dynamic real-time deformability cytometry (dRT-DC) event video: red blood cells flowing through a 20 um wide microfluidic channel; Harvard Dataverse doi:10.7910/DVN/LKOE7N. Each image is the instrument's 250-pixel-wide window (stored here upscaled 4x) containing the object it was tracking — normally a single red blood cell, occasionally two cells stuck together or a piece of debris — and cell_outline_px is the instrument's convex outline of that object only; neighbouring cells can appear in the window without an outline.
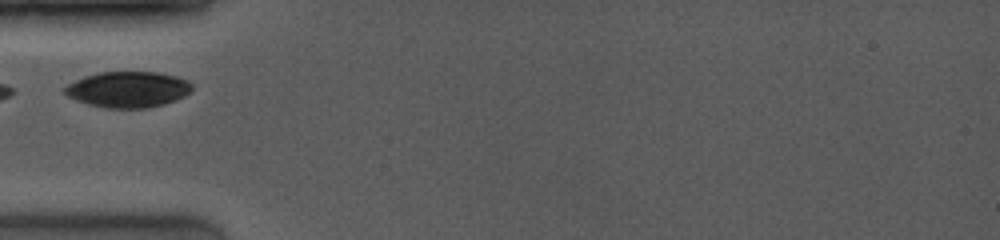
{"species": "common noctule bat (a hibernating species)", "species_latin": "Nyctalus noctula", "temperature_condition": "room temperature", "stored_images_in_passage": 9, "camera_frame_rate_fps": 4000, "um_per_image_px": 0.085, "animal": {"sex": "female", "body_mass_g": 19.0, "forearm_length_mm": 53.3}, "frame": {"image": 1, "passage_image": 1, "time_ms": 0.0, "image_size_px": [1000, 240], "cell_outline_px": [[192, 92], [184, 96], [164, 104], [148, 108], [108, 108], [88, 104], [76, 100], [68, 96], [60, 88], [84, 76], [96, 72], [156, 72], [176, 76], [188, 80], [192, 84]], "centroid_in_image_um": [10.87, 7.6], "position_along_channel_um": 74.1, "area_um2": 26.82}}